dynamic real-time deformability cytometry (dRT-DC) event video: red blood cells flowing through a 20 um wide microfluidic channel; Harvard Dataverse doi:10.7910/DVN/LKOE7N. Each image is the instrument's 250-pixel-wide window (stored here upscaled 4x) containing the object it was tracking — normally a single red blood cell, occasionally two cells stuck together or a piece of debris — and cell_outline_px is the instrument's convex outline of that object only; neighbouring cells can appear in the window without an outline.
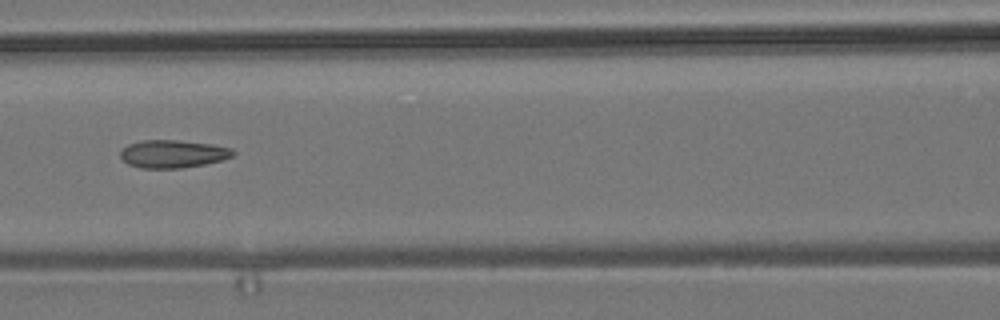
{"species": "common noctule bat (a hibernating species)", "species_latin": "Nyctalus noctula", "temperature_condition": "room temperature", "stored_images_in_passage": 8, "camera_frame_rate_fps": 3000, "um_per_image_px": 0.085, "animal": {"sex": "male", "body_mass_g": 19.2, "forearm_length_mm": 51.8}, "frame": {"image": 1, "passage_image": 6, "time_ms": 6.0, "image_size_px": [1000, 320], "cell_outline_px": [[236, 152], [232, 156], [220, 160], [204, 164], [180, 168], [140, 168], [128, 164], [120, 156], [120, 152], [128, 144], [140, 140], [176, 140], [212, 144], [232, 148]], "centroid_in_image_um": [14.68, 13.07], "position_along_channel_um": 151.9, "area_um2": 18.21}}
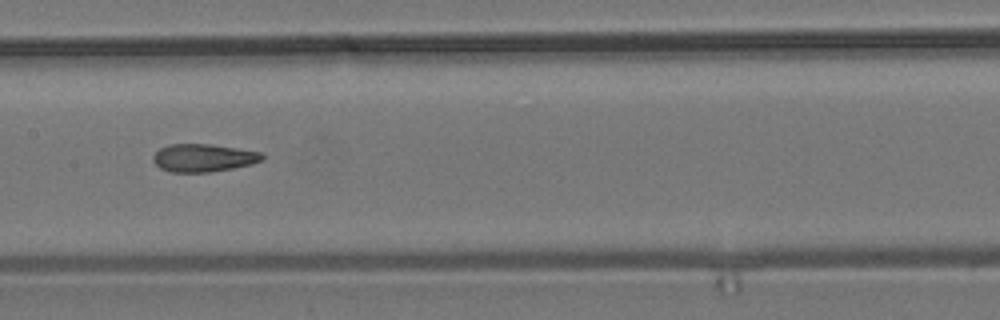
{"frame": {"image": 2, "passage_image": 7, "time_ms": 7.0, "image_size_px": [1000, 320], "cell_outline_px": [[264, 160], [252, 164], [212, 172], [168, 172], [160, 168], [152, 160], [152, 156], [160, 148], [168, 144], [212, 144], [264, 152]], "centroid_in_image_um": [17.31, 13.41], "position_along_channel_um": 190.1, "area_um2": 17.98}}
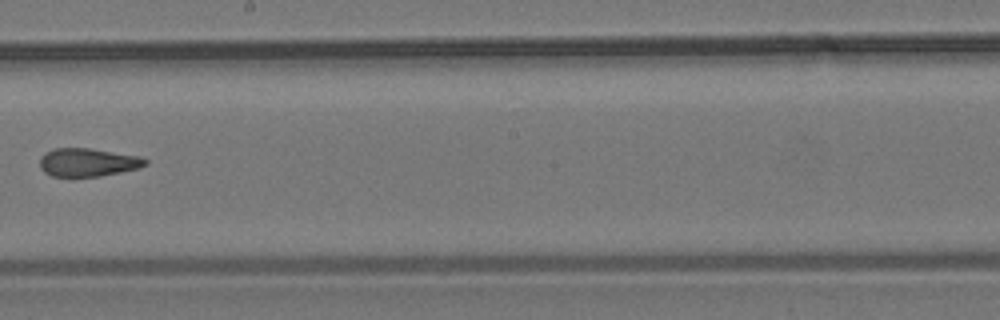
{"frame": {"image": 3, "passage_image": 8, "time_ms": 8.333, "image_size_px": [1000, 320], "cell_outline_px": [[148, 164], [140, 168], [100, 176], [52, 176], [44, 172], [40, 168], [40, 156], [44, 152], [52, 148], [88, 148], [140, 156], [148, 160]], "centroid_in_image_um": [7.45, 13.79], "position_along_channel_um": 240.7, "area_um2": 17.46}}